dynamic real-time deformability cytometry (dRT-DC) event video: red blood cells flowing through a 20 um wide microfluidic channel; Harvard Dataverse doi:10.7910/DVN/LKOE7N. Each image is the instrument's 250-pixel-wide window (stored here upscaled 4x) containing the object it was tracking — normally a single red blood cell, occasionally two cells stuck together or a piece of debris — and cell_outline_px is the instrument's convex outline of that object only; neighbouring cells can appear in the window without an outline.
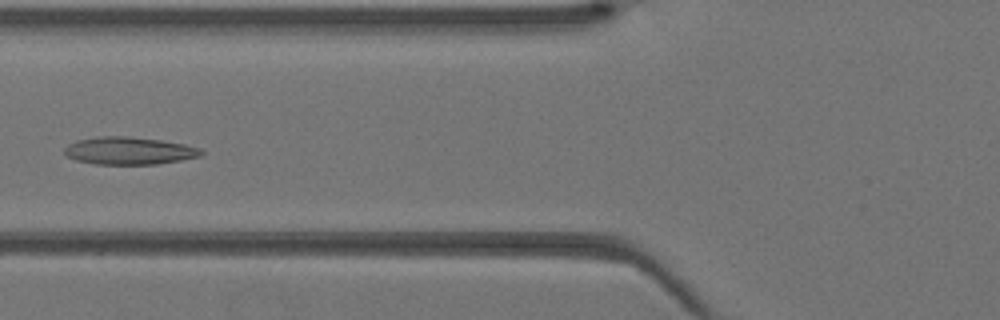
{"species": "Egyptian fruit bat (a non-hibernating species)", "species_latin": "Rousettus aegyptiacus", "temperature_condition": "warm", "stored_images_in_passage": 41, "camera_frame_rate_fps": 3000, "um_per_image_px": 0.085, "animal": {"sex": "female"}, "frame": {"image": 1, "passage_image": 16, "time_ms": 5.0, "image_size_px": [1000, 320], "cell_outline_px": [[204, 152], [200, 156], [180, 160], [156, 164], [96, 164], [76, 160], [64, 156], [64, 148], [68, 144], [76, 140], [96, 136], [128, 136], [160, 140], [184, 144], [200, 148]], "centroid_in_image_um": [10.92, 12.81], "position_along_channel_um": 114.9, "area_um2": 22.02}}
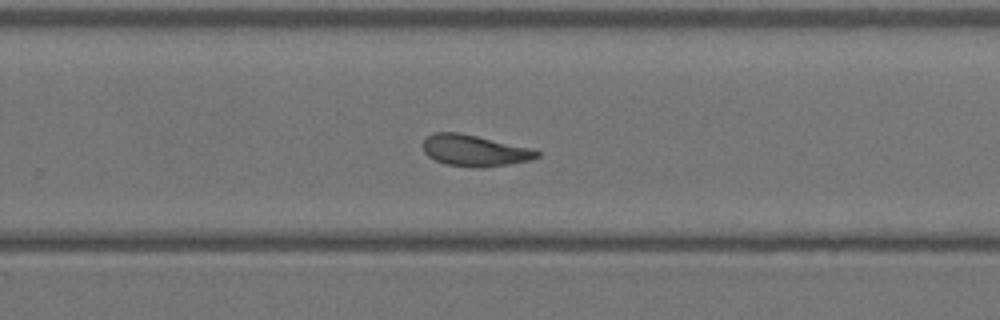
{"frame": {"image": 2, "passage_image": 27, "time_ms": 8.667, "image_size_px": [1000, 320], "cell_outline_px": [[540, 156], [528, 160], [508, 164], [480, 168], [476, 168], [448, 164], [436, 160], [428, 156], [424, 152], [424, 140], [428, 136], [436, 132], [460, 132], [532, 148], [540, 152]], "centroid_in_image_um": [40.35, 12.79], "position_along_channel_um": 289.4, "area_um2": 20.63}}
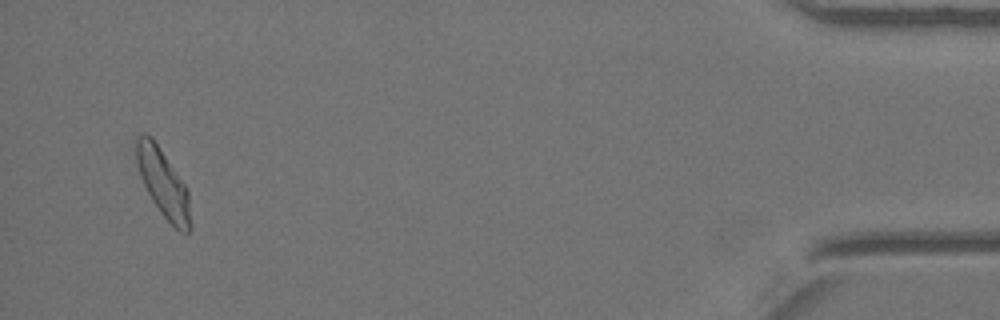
{"frame": {"image": 3, "passage_image": 40, "time_ms": 13.0, "image_size_px": [1000, 320], "cell_outline_px": [[192, 228], [188, 236], [180, 232], [160, 212], [152, 200], [140, 176], [136, 160], [136, 136], [152, 136], [188, 188]], "centroid_in_image_um": [13.92, 15.63], "position_along_channel_um": 421.3, "area_um2": 21.5}}